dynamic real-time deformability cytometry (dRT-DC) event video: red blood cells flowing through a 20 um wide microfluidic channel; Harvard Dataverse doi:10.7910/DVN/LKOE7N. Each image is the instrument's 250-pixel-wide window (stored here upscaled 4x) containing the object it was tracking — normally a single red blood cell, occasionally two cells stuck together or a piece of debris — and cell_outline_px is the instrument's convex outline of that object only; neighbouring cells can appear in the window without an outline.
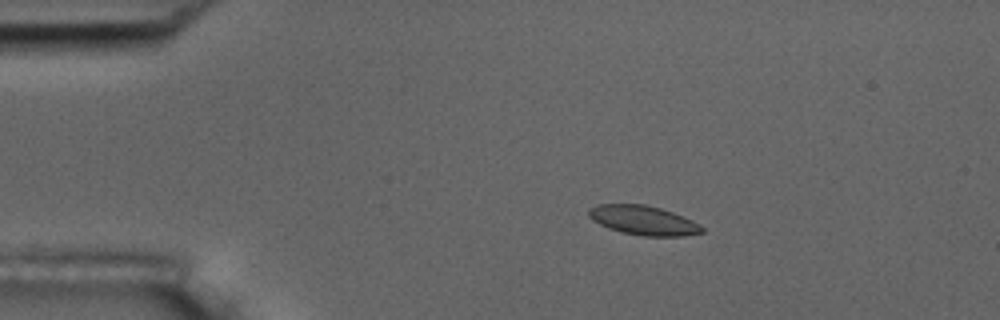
{"species": "common noctule bat (a hibernating species)", "species_latin": "Nyctalus noctula", "temperature_condition": "room temperature", "stored_images_in_passage": 3, "camera_frame_rate_fps": 3000, "um_per_image_px": 0.085, "animal": {"sex": "male", "body_mass_g": 17.5, "forearm_length_mm": 52.3}, "frame": {"image": 1, "passage_image": 1, "time_ms": 0.0, "image_size_px": [1000, 320], "cell_outline_px": [[704, 232], [684, 236], [644, 236], [620, 232], [608, 228], [592, 220], [588, 216], [588, 208], [596, 204], [644, 204], [660, 208], [672, 212], [692, 220], [700, 224], [704, 228]], "centroid_in_image_um": [54.67, 18.73], "position_along_channel_um": 30.3, "area_um2": 19.48}}
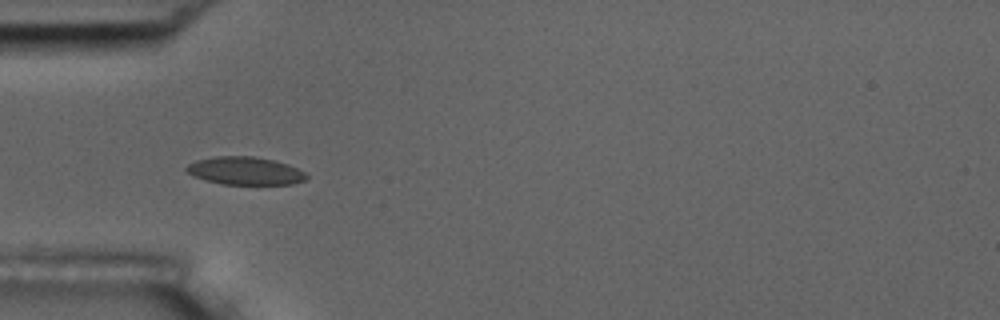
{"frame": {"image": 2, "passage_image": 2, "time_ms": 2.333, "image_size_px": [1000, 320], "cell_outline_px": [[308, 176], [304, 180], [292, 184], [220, 184], [204, 180], [192, 176], [184, 168], [188, 164], [196, 160], [216, 156], [252, 156], [272, 160], [288, 164], [308, 172]], "centroid_in_image_um": [20.83, 14.52], "position_along_channel_um": 64.2, "area_um2": 19.65}}